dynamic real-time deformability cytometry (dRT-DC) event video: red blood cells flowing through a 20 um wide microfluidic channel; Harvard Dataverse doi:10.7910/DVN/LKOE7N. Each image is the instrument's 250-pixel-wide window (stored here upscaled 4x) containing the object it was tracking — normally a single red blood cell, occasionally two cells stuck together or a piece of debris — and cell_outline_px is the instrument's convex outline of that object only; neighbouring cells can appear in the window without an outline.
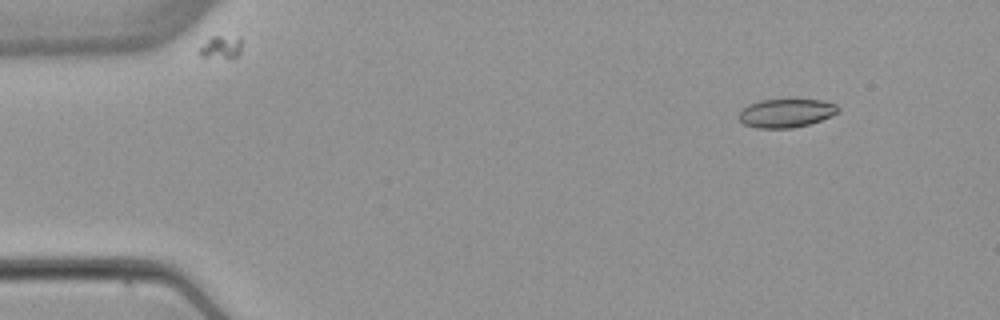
{"species": "common noctule bat (a hibernating species)", "species_latin": "Nyctalus noctula", "temperature_condition": "warm", "stored_images_in_passage": 4, "camera_frame_rate_fps": 3000, "um_per_image_px": 0.085, "animal": {"sex": "female", "body_mass_g": 22.7, "forearm_length_mm": 54.2}, "frame": {"image": 1, "passage_image": 2, "time_ms": 1.333, "image_size_px": [1000, 320], "cell_outline_px": [[840, 112], [832, 116], [808, 124], [792, 128], [756, 128], [744, 124], [740, 120], [740, 112], [748, 104], [760, 100], [824, 100], [836, 104], [840, 108]], "centroid_in_image_um": [66.86, 9.61], "position_along_channel_um": 18.1, "area_um2": 16.47}}